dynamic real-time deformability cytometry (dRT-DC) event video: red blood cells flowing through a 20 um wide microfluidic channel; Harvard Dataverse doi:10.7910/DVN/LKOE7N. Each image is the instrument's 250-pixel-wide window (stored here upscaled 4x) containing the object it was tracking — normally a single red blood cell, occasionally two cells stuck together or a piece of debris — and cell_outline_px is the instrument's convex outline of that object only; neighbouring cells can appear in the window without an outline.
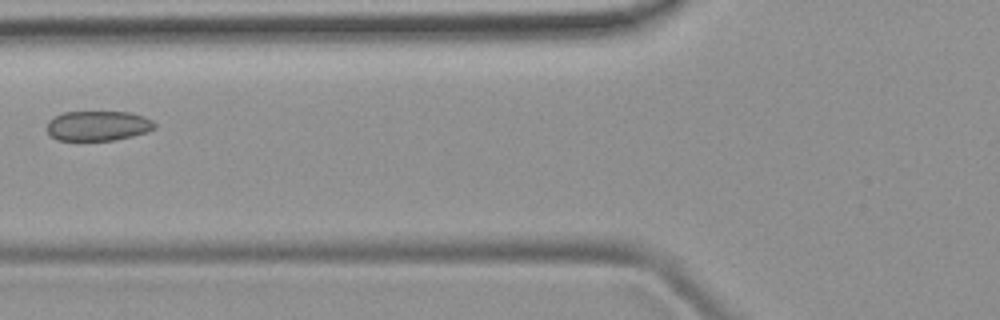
{"species": "common noctule bat (a hibernating species)", "species_latin": "Nyctalus noctula", "temperature_condition": "room temperature", "stored_images_in_passage": 6, "camera_frame_rate_fps": 3000, "um_per_image_px": 0.085, "animal": {"sex": "female", "body_mass_g": 19.9}, "frame": {"image": 1, "passage_image": 6, "time_ms": 6.333, "image_size_px": [1000, 320], "cell_outline_px": [[156, 128], [148, 132], [132, 136], [112, 140], [56, 140], [48, 132], [48, 120], [64, 112], [132, 112], [144, 116], [152, 120], [156, 124]], "centroid_in_image_um": [8.37, 10.69], "position_along_channel_um": 117.4, "area_um2": 18.79}}